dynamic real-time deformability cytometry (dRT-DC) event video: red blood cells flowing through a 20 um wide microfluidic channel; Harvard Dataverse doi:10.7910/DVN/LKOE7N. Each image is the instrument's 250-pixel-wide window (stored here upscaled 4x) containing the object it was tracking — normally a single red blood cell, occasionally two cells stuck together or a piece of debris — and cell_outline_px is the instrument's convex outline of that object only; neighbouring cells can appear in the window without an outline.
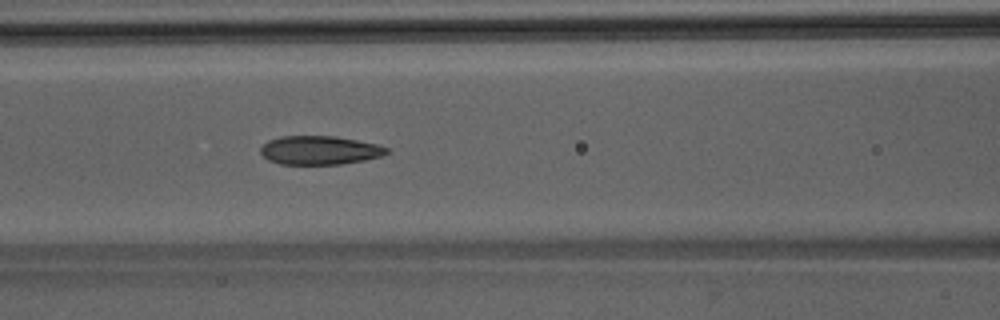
{"species": "Egyptian fruit bat (a non-hibernating species)", "species_latin": "Rousettus aegyptiacus", "temperature_condition": "room temperature", "stored_images_in_passage": 49, "camera_frame_rate_fps": 3000, "um_per_image_px": 0.085, "animal": {"sex": "male"}, "frame": {"image": 1, "passage_image": 21, "time_ms": 6.667, "image_size_px": [1000, 320], "cell_outline_px": [[392, 152], [380, 156], [364, 160], [340, 164], [280, 164], [268, 160], [260, 152], [260, 148], [268, 140], [280, 136], [336, 136], [376, 144], [388, 148]], "centroid_in_image_um": [27.16, 12.77], "position_along_channel_um": 139.4, "area_um2": 21.1}}
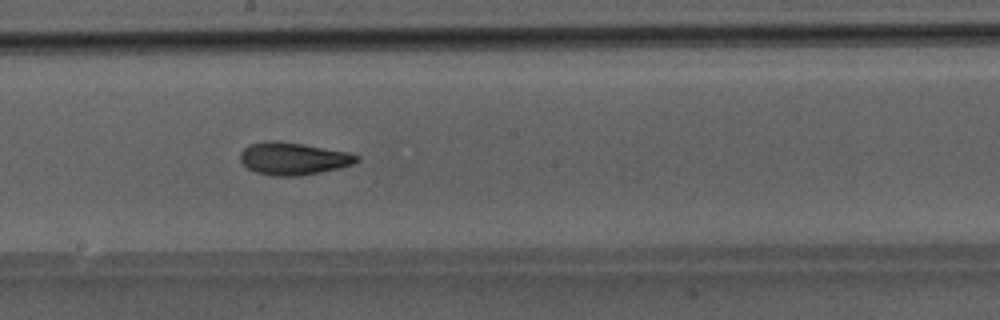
{"frame": {"image": 2, "passage_image": 27, "time_ms": 8.667, "image_size_px": [1000, 320], "cell_outline_px": [[360, 160], [352, 164], [340, 168], [300, 176], [272, 176], [256, 172], [248, 168], [240, 160], [240, 152], [248, 144], [264, 140], [280, 140], [304, 144], [348, 152], [360, 156]], "centroid_in_image_um": [24.91, 13.46], "position_along_channel_um": 223.3, "area_um2": 22.31}}
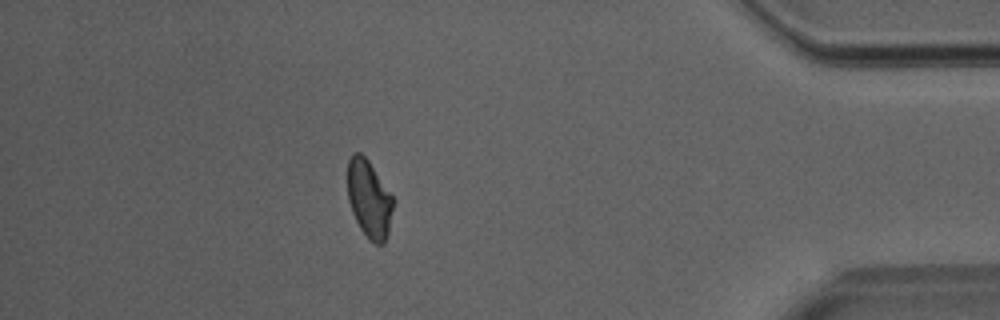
{"frame": {"image": 3, "passage_image": 43, "time_ms": 14.0, "image_size_px": [1000, 320], "cell_outline_px": [[396, 200], [388, 232], [384, 244], [376, 244], [368, 240], [360, 228], [352, 212], [348, 200], [348, 160], [352, 152], [360, 152], [368, 160]], "centroid_in_image_um": [31.4, 16.92], "position_along_channel_um": 403.8, "area_um2": 20.92}}